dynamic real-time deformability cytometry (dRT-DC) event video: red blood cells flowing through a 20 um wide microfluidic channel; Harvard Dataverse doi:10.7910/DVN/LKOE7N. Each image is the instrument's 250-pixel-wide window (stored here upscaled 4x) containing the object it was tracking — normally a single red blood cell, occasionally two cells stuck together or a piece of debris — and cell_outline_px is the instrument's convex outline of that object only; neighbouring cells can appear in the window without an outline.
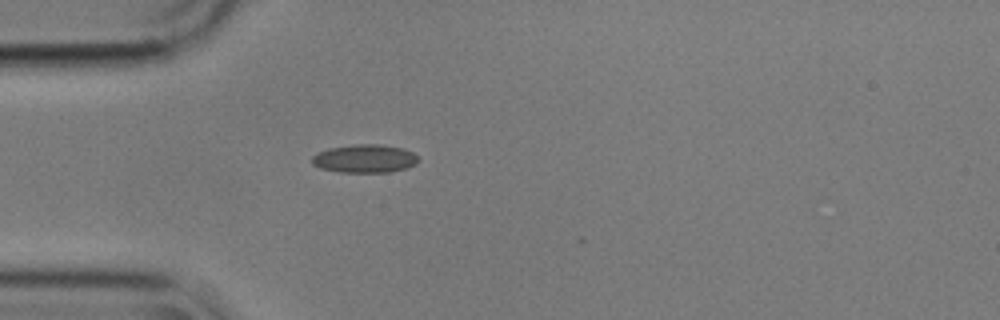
{"species": "common noctule bat (a hibernating species)", "species_latin": "Nyctalus noctula", "temperature_condition": "cold", "stored_images_in_passage": 3, "camera_frame_rate_fps": 3000, "um_per_image_px": 0.085, "animal": {"sex": "male", "body_mass_g": 17.9}, "frame": {"image": 1, "passage_image": 3, "time_ms": 0.667, "image_size_px": [1000, 320], "cell_outline_px": [[420, 160], [416, 164], [408, 168], [388, 172], [340, 172], [320, 168], [312, 164], [312, 156], [316, 152], [328, 148], [352, 144], [376, 144], [404, 148], [412, 152]], "centroid_in_image_um": [30.99, 13.48], "position_along_channel_um": 54.0, "area_um2": 17.69}}